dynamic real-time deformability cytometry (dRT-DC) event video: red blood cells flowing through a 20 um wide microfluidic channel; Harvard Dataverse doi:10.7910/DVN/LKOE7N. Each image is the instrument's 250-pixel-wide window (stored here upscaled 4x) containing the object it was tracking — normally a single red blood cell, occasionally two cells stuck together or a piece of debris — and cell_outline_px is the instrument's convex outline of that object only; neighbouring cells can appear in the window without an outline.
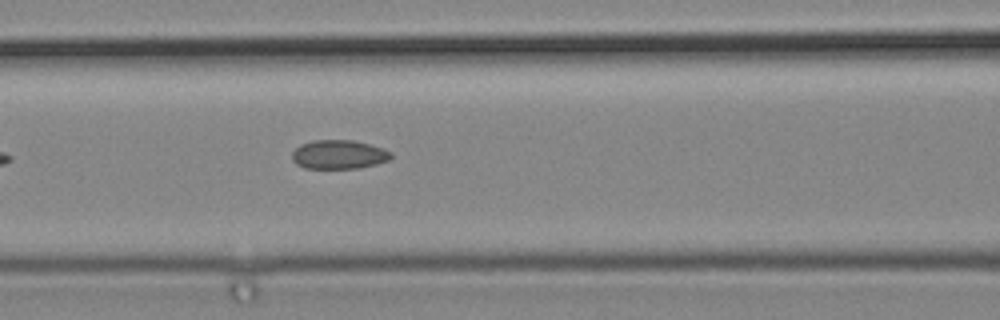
{"species": "common noctule bat (a hibernating species)", "species_latin": "Nyctalus noctula", "temperature_condition": "cold", "stored_images_in_passage": 5, "camera_frame_rate_fps": 3000, "um_per_image_px": 0.085, "animal": {"sex": "male", "body_mass_g": 19.2, "forearm_length_mm": 51.8}, "frame": {"image": 1, "passage_image": 5, "time_ms": 1.333, "image_size_px": [1000, 320], "cell_outline_px": [[392, 156], [388, 160], [376, 164], [356, 168], [304, 168], [296, 164], [292, 160], [292, 152], [300, 144], [312, 140], [352, 140], [368, 144], [392, 152]], "centroid_in_image_um": [28.75, 13.13], "position_along_channel_um": 137.8, "area_um2": 16.59}}